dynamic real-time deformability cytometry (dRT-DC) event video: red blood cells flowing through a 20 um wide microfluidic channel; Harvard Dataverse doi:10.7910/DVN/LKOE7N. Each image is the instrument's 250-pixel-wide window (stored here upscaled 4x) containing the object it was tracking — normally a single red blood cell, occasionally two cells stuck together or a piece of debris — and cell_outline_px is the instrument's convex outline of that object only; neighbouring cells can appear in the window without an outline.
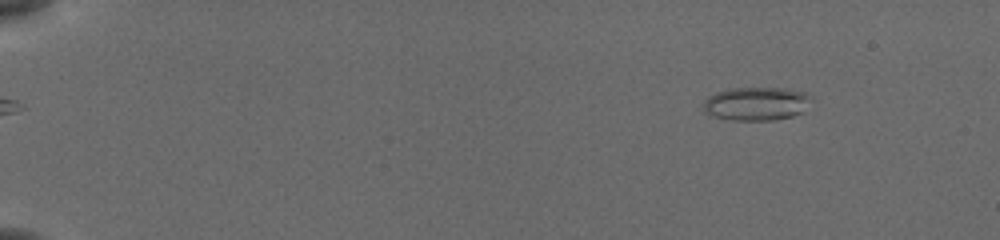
{"species": "common noctule bat (a hibernating species)", "species_latin": "Nyctalus noctula", "temperature_condition": "cold", "stored_images_in_passage": 52, "camera_frame_rate_fps": 3000, "um_per_image_px": 0.085, "animal": {"sex": "female", "body_mass_g": 19.5, "forearm_length_mm": 54.1}, "frame": {"image": 1, "passage_image": 4, "time_ms": 1.0, "image_size_px": [1000, 240], "cell_outline_px": [[812, 96], [804, 112], [792, 116], [772, 120], [732, 120], [712, 116], [704, 112], [704, 100], [708, 96], [716, 92], [732, 88], [784, 88], [804, 92]], "centroid_in_image_um": [64.28, 8.81], "position_along_channel_um": 20.7, "area_um2": 21.1}}
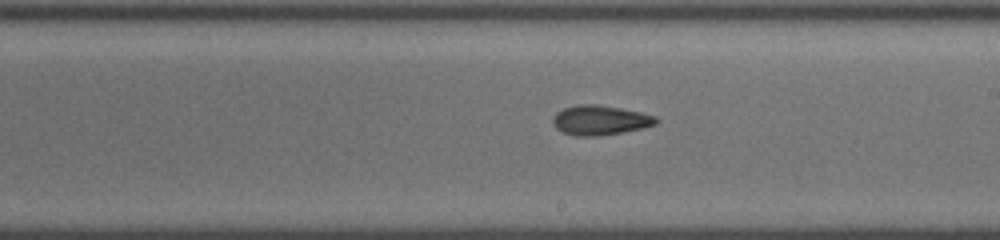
{"frame": {"image": 2, "passage_image": 31, "time_ms": 10.0, "image_size_px": [1000, 240], "cell_outline_px": [[660, 120], [656, 124], [644, 128], [596, 136], [576, 136], [564, 132], [556, 128], [552, 124], [552, 116], [556, 112], [564, 108], [576, 104], [596, 104], [620, 108], [640, 112], [656, 116]], "centroid_in_image_um": [50.99, 10.2], "position_along_channel_um": 238.0, "area_um2": 17.92}}
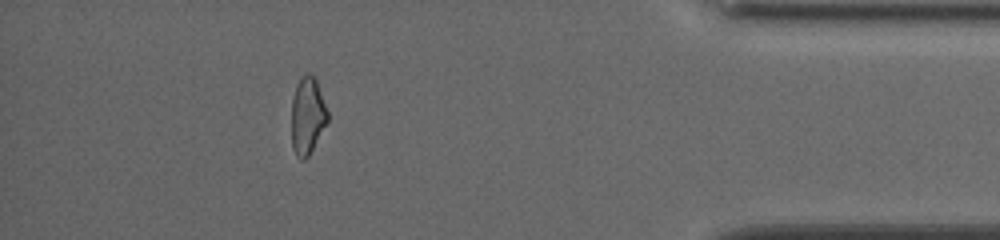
{"frame": {"image": 3, "passage_image": 47, "time_ms": 15.333, "image_size_px": [1000, 240], "cell_outline_px": [[328, 120], [308, 156], [304, 160], [300, 160], [296, 156], [292, 148], [292, 100], [296, 84], [300, 76], [304, 72], [312, 72], [316, 76], [328, 112]], "centroid_in_image_um": [26.13, 9.76], "position_along_channel_um": 409.1, "area_um2": 16.53}, "authors_computed_cell_mechanics": {"area_um2": 17.4556, "velocity_mm_per_s": 3.8888, "shape_relaxation_time_tau1_ms": 6.4148, "shape_relaxation_time_tau2_ms": 3.3117, "deformation_change_tau1": 0.1766, "deformation_change_tau2": 0.1137}}